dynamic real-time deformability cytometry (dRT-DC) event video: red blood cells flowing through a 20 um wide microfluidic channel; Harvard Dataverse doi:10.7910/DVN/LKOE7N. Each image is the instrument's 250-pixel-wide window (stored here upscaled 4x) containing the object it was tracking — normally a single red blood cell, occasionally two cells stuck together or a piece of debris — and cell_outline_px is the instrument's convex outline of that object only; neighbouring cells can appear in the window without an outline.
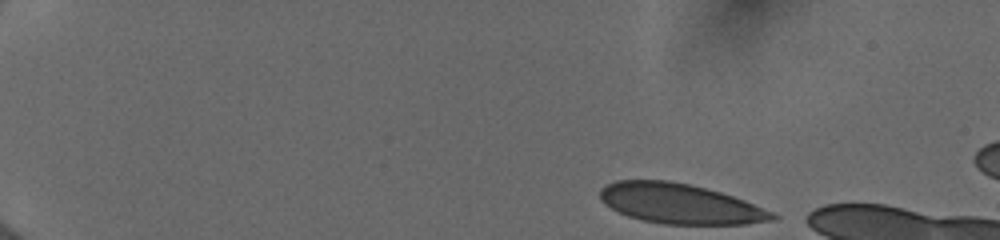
{"species": "human", "species_latin": "Homo sapiens", "temperature_condition": "cold", "stored_images_in_passage": 45, "camera_frame_rate_fps": 3000, "um_per_image_px": 0.085, "donor": {"sex": "female"}, "frame": {"image": 1, "passage_image": 1, "time_ms": 0.0, "image_size_px": [1000, 240], "cell_outline_px": [[780, 216], [776, 220], [748, 224], [664, 224], [644, 220], [628, 216], [604, 204], [600, 200], [600, 188], [616, 180], [668, 180], [688, 184], [720, 192], [744, 200], [772, 212]], "centroid_in_image_um": [57.8, 17.32], "position_along_channel_um": 27.2, "area_um2": 40.0}}
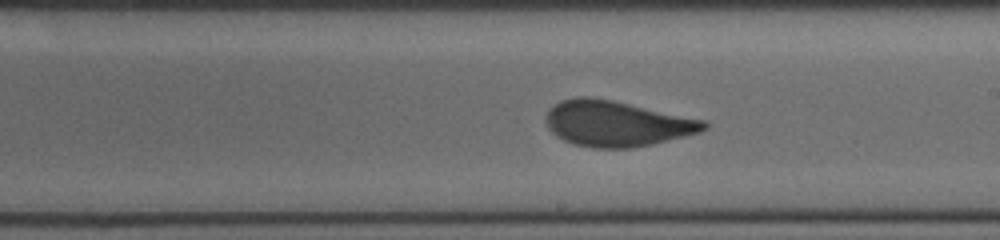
{"frame": {"image": 2, "passage_image": 26, "time_ms": 8.333, "image_size_px": [1000, 240], "cell_outline_px": [[708, 128], [700, 132], [652, 144], [632, 148], [596, 148], [576, 144], [564, 140], [556, 136], [548, 128], [544, 120], [544, 116], [548, 108], [560, 100], [576, 96], [588, 96], [612, 100], [704, 120], [708, 124]], "centroid_in_image_um": [52.35, 10.49], "position_along_channel_um": 236.6, "area_um2": 42.02}}
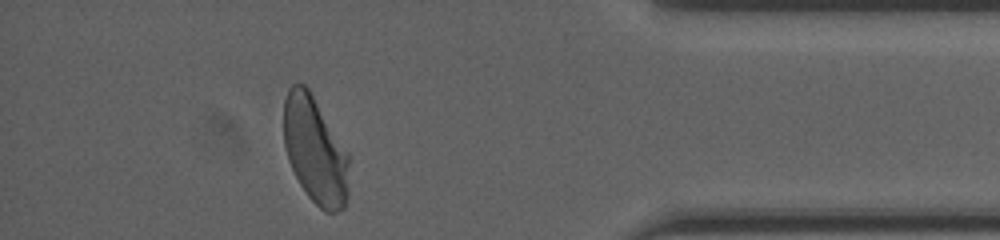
{"frame": {"image": 3, "passage_image": 41, "time_ms": 13.333, "image_size_px": [1000, 240], "cell_outline_px": [[348, 192], [344, 208], [336, 212], [324, 212], [308, 196], [300, 184], [288, 160], [284, 144], [284, 100], [288, 88], [292, 84], [304, 84], [308, 88], [348, 156]], "centroid_in_image_um": [26.75, 12.8], "position_along_channel_um": 408.4, "area_um2": 39.94}}